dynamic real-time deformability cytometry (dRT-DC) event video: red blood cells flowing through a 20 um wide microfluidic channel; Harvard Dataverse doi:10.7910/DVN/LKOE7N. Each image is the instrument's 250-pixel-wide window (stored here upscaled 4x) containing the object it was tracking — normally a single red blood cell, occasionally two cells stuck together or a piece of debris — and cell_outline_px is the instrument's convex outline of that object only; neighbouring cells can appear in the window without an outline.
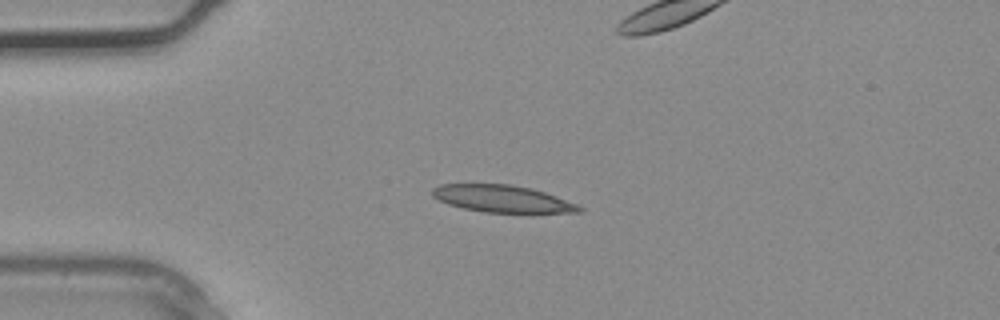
{"species": "common noctule bat (a hibernating species)", "species_latin": "Nyctalus noctula", "temperature_condition": "warm", "stored_images_in_passage": 2, "camera_frame_rate_fps": 3000, "um_per_image_px": 0.085, "animal": {"sex": "male", "body_mass_g": 20.4}, "frame": {"image": 1, "passage_image": 1, "time_ms": 0.0, "image_size_px": [1000, 320], "cell_outline_px": [[584, 212], [484, 212], [464, 208], [448, 204], [432, 196], [432, 188], [440, 184], [512, 184], [532, 188], [544, 192], [576, 204], [584, 208]], "centroid_in_image_um": [42.67, 16.88], "position_along_channel_um": 42.3, "area_um2": 22.95}}